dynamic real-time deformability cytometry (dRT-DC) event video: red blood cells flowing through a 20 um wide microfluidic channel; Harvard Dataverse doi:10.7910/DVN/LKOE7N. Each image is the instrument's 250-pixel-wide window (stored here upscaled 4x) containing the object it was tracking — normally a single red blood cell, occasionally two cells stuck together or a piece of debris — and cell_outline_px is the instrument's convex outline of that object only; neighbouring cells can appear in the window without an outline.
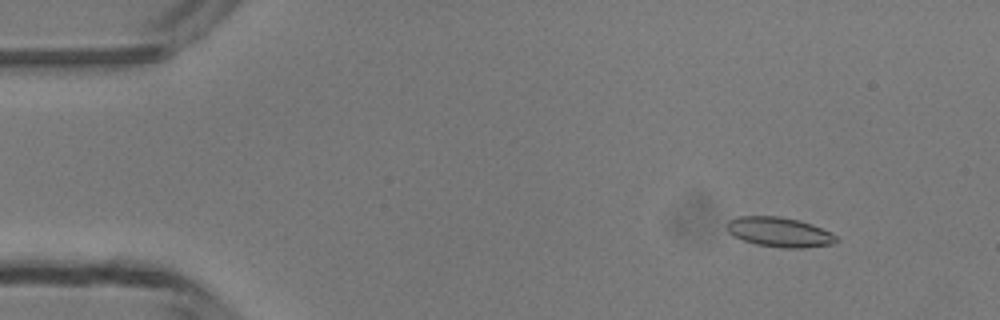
{"species": "common noctule bat (a hibernating species)", "species_latin": "Nyctalus noctula", "temperature_condition": "room temperature", "stored_images_in_passage": 49, "camera_frame_rate_fps": 3000, "um_per_image_px": 0.085, "animal": {"sex": "male", "body_mass_g": 13.3}, "frame": {"image": 1, "passage_image": 6, "time_ms": 1.667, "image_size_px": [1000, 320], "cell_outline_px": [[836, 240], [832, 244], [804, 248], [780, 248], [756, 244], [732, 236], [728, 232], [728, 220], [736, 216], [780, 216], [800, 220], [812, 224], [836, 236]], "centroid_in_image_um": [66.2, 19.72], "position_along_channel_um": 18.8, "area_um2": 18.9}}
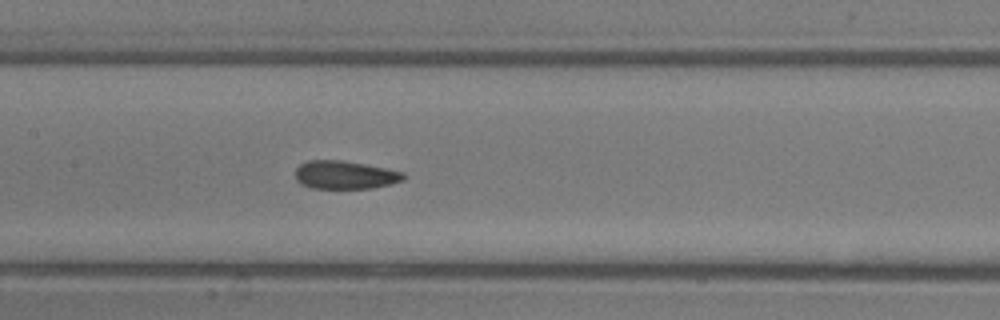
{"frame": {"image": 2, "passage_image": 24, "time_ms": 7.667, "image_size_px": [1000, 320], "cell_outline_px": [[404, 180], [372, 188], [312, 188], [300, 184], [296, 180], [296, 168], [300, 164], [308, 160], [340, 160], [364, 164], [404, 172]], "centroid_in_image_um": [29.28, 14.86], "position_along_channel_um": 178.1, "area_um2": 17.63}}
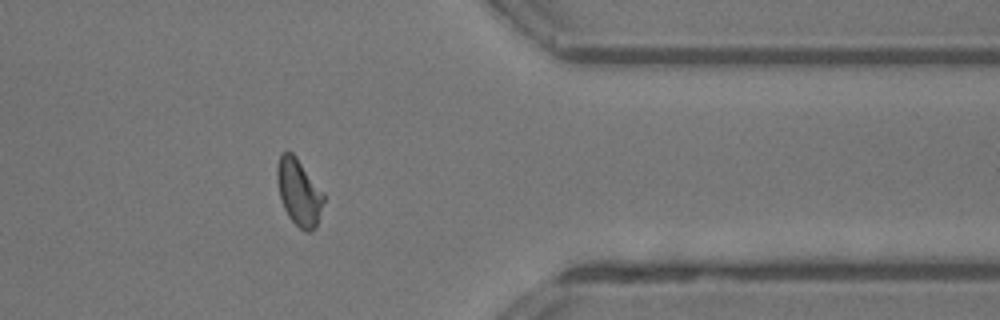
{"frame": {"image": 3, "passage_image": 40, "time_ms": 13.0, "image_size_px": [1000, 320], "cell_outline_px": [[324, 200], [316, 228], [308, 232], [304, 232], [288, 216], [284, 208], [280, 196], [276, 180], [276, 168], [280, 156], [284, 152], [292, 152], [296, 156], [324, 192]], "centroid_in_image_um": [25.41, 16.34], "position_along_channel_um": 386.0, "area_um2": 18.09}, "authors_computed_cell_mechanics": {"area_um2": 18.0336, "velocity_mm_per_s": 4.2187, "shape_relaxation_time_tau1_ms": null, "shape_relaxation_time_tau2_ms": 1.7179, "deformation_change_tau1": null, "deformation_change_tau2": 0.0743}}